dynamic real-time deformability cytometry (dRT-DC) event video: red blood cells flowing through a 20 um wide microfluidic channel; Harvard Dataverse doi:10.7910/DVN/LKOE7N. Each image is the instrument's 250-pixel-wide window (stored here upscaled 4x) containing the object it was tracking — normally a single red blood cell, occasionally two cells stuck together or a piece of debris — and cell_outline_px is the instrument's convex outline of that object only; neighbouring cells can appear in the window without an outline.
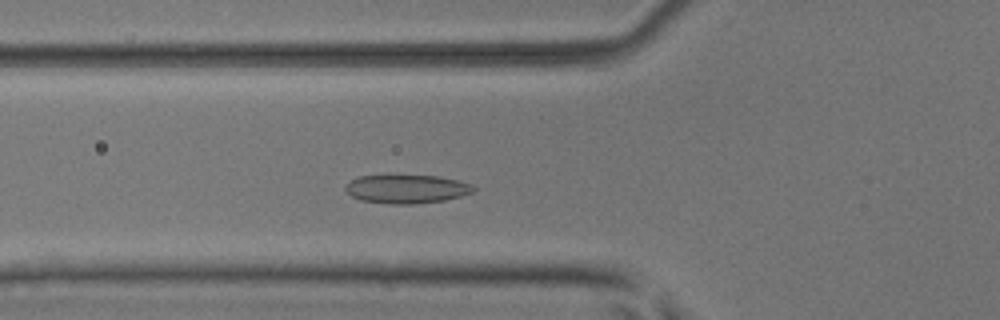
{"species": "common noctule bat (a hibernating species)", "species_latin": "Nyctalus noctula", "temperature_condition": "room temperature", "stored_images_in_passage": 45, "camera_frame_rate_fps": 3000, "um_per_image_px": 0.085, "animal": {"sex": "male", "body_mass_g": 17.9, "forearm_length_mm": 54.2}, "frame": {"image": 1, "passage_image": 13, "time_ms": 4.0, "image_size_px": [1000, 320], "cell_outline_px": [[476, 188], [472, 192], [460, 196], [444, 200], [412, 204], [388, 204], [360, 200], [352, 196], [344, 188], [344, 184], [360, 176], [388, 172], [440, 176], [460, 180], [472, 184]], "centroid_in_image_um": [34.53, 16.0], "position_along_channel_um": 91.3, "area_um2": 22.43}}
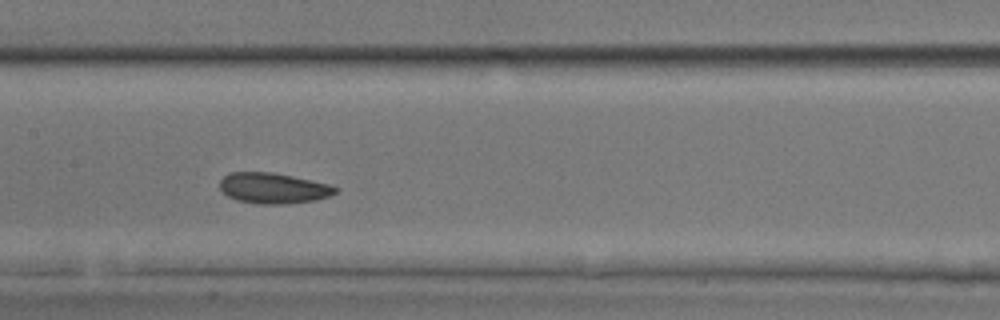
{"frame": {"image": 2, "passage_image": 20, "time_ms": 6.333, "image_size_px": [1000, 320], "cell_outline_px": [[340, 188], [336, 192], [328, 196], [316, 200], [284, 204], [256, 204], [240, 200], [228, 196], [220, 188], [220, 180], [224, 176], [232, 172], [272, 172], [292, 176], [328, 184]], "centroid_in_image_um": [23.23, 15.99], "position_along_channel_um": 184.2, "area_um2": 20.46}}
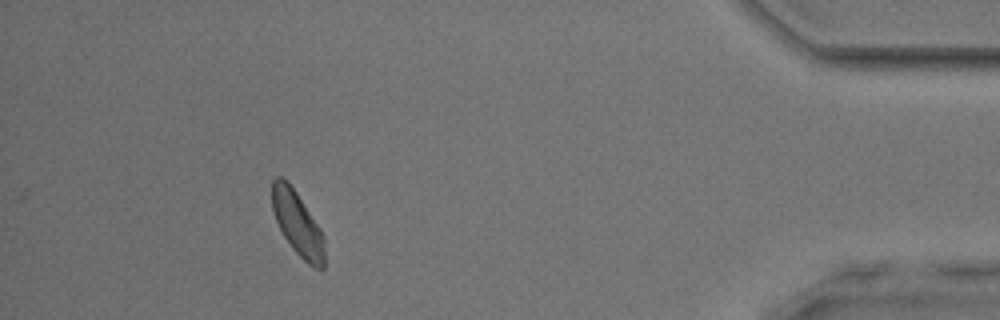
{"frame": {"image": 3, "passage_image": 41, "time_ms": 13.333, "image_size_px": [1000, 320], "cell_outline_px": [[324, 268], [316, 268], [308, 264], [292, 248], [284, 236], [276, 220], [272, 208], [272, 180], [276, 176], [280, 176], [288, 180], [320, 228], [324, 236]], "centroid_in_image_um": [25.28, 18.98], "position_along_channel_um": 409.9, "area_um2": 19.42}, "authors_computed_cell_mechanics": {"area_um2": 20.5768, "velocity_mm_per_s": 3.9954, "shape_relaxation_time_tau1_ms": 3.4126, "shape_relaxation_time_tau2_ms": 3.2406, "deformation_change_tau1": 0.0837, "deformation_change_tau2": 0.0801}}